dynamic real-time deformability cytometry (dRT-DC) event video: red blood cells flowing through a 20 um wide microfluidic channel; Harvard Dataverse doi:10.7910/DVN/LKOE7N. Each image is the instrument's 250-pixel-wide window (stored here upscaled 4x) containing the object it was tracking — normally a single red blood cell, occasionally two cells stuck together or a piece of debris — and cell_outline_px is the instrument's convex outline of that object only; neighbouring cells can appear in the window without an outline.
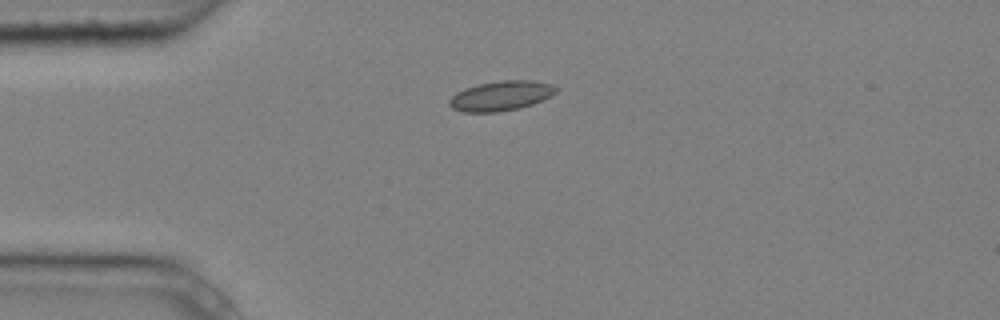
{"species": "common noctule bat (a hibernating species)", "species_latin": "Nyctalus noctula", "temperature_condition": "cold", "stored_images_in_passage": 6, "camera_frame_rate_fps": 3000, "um_per_image_px": 0.085, "animal": {"sex": "male", "body_mass_g": 20.4}, "frame": {"image": 1, "passage_image": 6, "time_ms": 1.667, "image_size_px": [1000, 320], "cell_outline_px": [[560, 88], [552, 96], [532, 104], [520, 108], [496, 112], [464, 112], [452, 108], [448, 104], [448, 100], [456, 92], [464, 88], [480, 84], [500, 80], [532, 80], [552, 84]], "centroid_in_image_um": [42.6, 8.14], "position_along_channel_um": 42.4, "area_um2": 18.67}}